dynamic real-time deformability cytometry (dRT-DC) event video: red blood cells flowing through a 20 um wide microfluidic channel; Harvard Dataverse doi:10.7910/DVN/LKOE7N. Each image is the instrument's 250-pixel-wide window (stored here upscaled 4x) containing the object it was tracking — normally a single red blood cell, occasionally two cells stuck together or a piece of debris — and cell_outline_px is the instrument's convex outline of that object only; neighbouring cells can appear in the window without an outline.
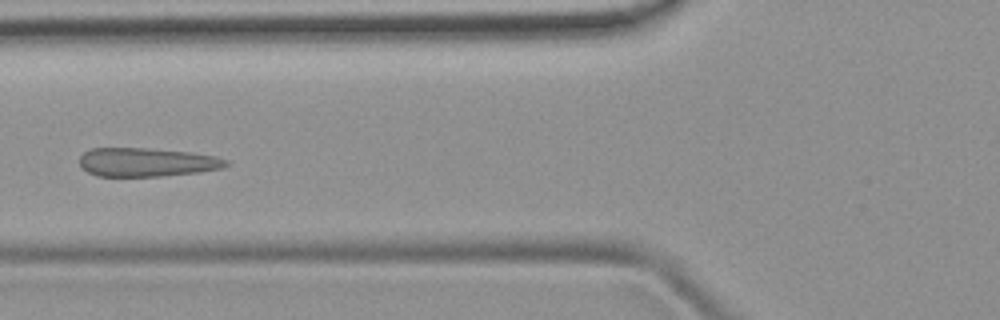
{"species": "common noctule bat (a hibernating species)", "species_latin": "Nyctalus noctula", "temperature_condition": "room temperature", "stored_images_in_passage": 6, "camera_frame_rate_fps": 3000, "um_per_image_px": 0.085, "animal": {"sex": "female", "body_mass_g": 19.9}, "frame": {"image": 1, "passage_image": 5, "time_ms": 5.667, "image_size_px": [1000, 320], "cell_outline_px": [[232, 164], [224, 168], [200, 172], [164, 176], [96, 176], [80, 168], [80, 156], [84, 152], [92, 148], [148, 148], [192, 152], [212, 156], [228, 160]], "centroid_in_image_um": [12.49, 13.79], "position_along_channel_um": 113.3, "area_um2": 24.8}}
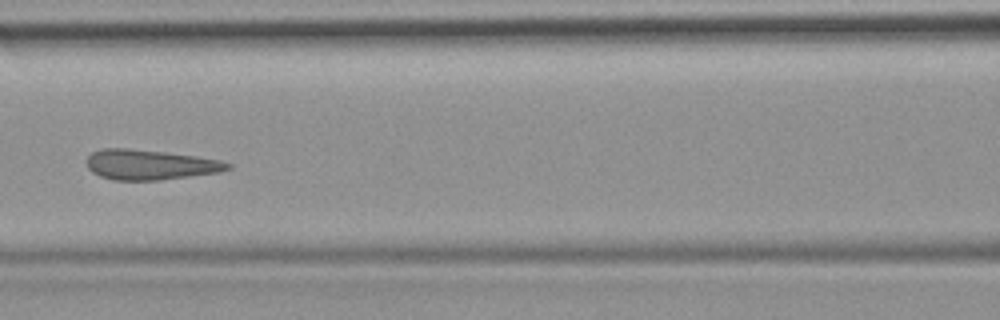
{"frame": {"image": 2, "passage_image": 6, "time_ms": 6.667, "image_size_px": [1000, 320], "cell_outline_px": [[232, 168], [220, 172], [160, 180], [112, 180], [100, 176], [92, 172], [88, 168], [88, 156], [92, 152], [100, 148], [128, 148], [164, 152], [196, 156], [220, 160], [232, 164]], "centroid_in_image_um": [12.75, 14.0], "position_along_channel_um": 153.8, "area_um2": 24.74}}